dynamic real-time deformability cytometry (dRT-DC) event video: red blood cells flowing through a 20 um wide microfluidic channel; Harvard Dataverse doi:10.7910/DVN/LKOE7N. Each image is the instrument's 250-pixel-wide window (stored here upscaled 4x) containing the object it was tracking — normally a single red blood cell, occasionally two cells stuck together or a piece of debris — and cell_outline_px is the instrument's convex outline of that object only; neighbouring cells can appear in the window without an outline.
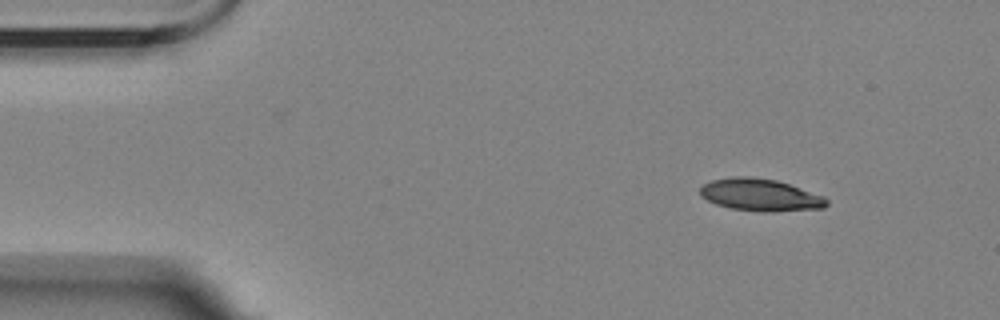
{"species": "Egyptian fruit bat (a non-hibernating species)", "species_latin": "Rousettus aegyptiacus", "temperature_condition": "room temperature", "stored_images_in_passage": 6, "camera_frame_rate_fps": 3000, "um_per_image_px": 0.085, "animal": {"sex": "female"}, "frame": {"image": 1, "passage_image": 1, "time_ms": 0.0, "image_size_px": [1000, 320], "cell_outline_px": [[828, 204], [824, 208], [772, 212], [764, 212], [732, 208], [716, 204], [700, 196], [700, 188], [704, 184], [712, 180], [732, 176], [748, 176], [776, 180], [824, 196], [828, 200]], "centroid_in_image_um": [64.63, 16.57], "position_along_channel_um": 20.4, "area_um2": 23.7}}
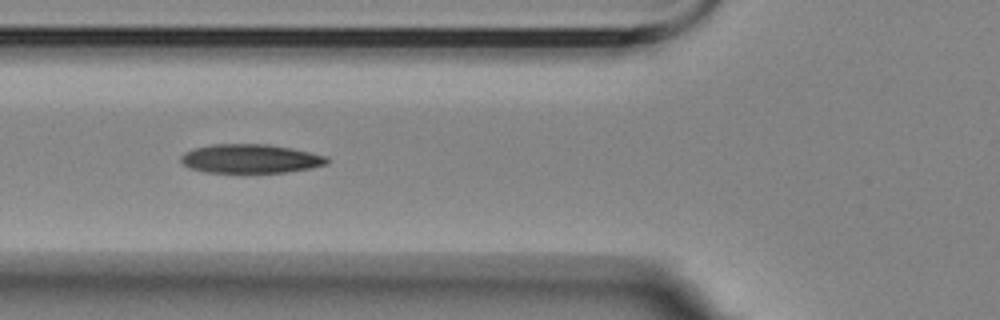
{"frame": {"image": 2, "passage_image": 5, "time_ms": 4.667, "image_size_px": [1000, 320], "cell_outline_px": [[328, 164], [308, 168], [284, 172], [204, 172], [192, 168], [184, 164], [180, 160], [180, 156], [184, 152], [196, 148], [212, 144], [268, 144], [292, 148], [328, 156]], "centroid_in_image_um": [21.29, 13.48], "position_along_channel_um": 104.5, "area_um2": 24.45}}
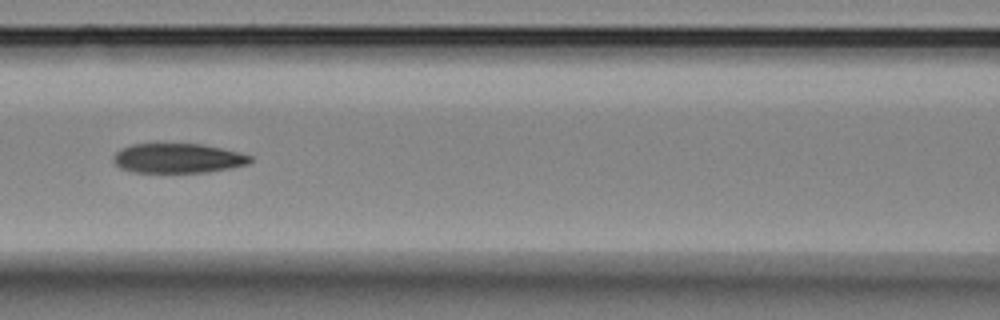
{"frame": {"image": 3, "passage_image": 6, "time_ms": 6.0, "image_size_px": [1000, 320], "cell_outline_px": [[252, 160], [248, 164], [208, 172], [136, 172], [120, 168], [112, 160], [112, 156], [120, 148], [132, 144], [200, 144], [240, 152], [252, 156]], "centroid_in_image_um": [15.1, 13.45], "position_along_channel_um": 151.5, "area_um2": 23.52}}